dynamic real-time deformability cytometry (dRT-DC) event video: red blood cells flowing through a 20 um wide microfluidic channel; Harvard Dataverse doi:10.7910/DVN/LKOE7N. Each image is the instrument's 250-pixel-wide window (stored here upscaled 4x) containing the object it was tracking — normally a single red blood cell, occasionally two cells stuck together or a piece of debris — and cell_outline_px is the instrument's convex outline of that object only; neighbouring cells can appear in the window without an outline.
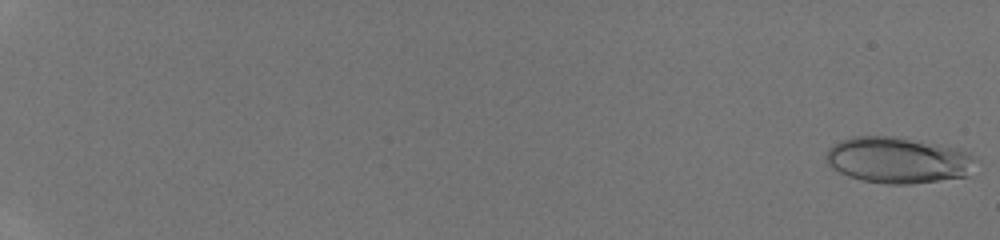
{"species": "human", "species_latin": "Homo sapiens", "temperature_condition": "room temperature", "stored_images_in_passage": 45, "camera_frame_rate_fps": 3000, "um_per_image_px": 0.085, "donor": {"sex": "male"}, "frame": {"image": 1, "passage_image": 1, "time_ms": 0.0, "image_size_px": [1000, 240], "cell_outline_px": [[972, 156], [968, 176], [912, 184], [888, 184], [864, 180], [848, 176], [832, 168], [828, 164], [824, 156], [828, 148], [832, 144], [840, 140], [852, 136], [892, 136], [960, 148], [968, 152]], "centroid_in_image_um": [76.25, 13.6], "position_along_channel_um": 8.8, "area_um2": 40.0}}
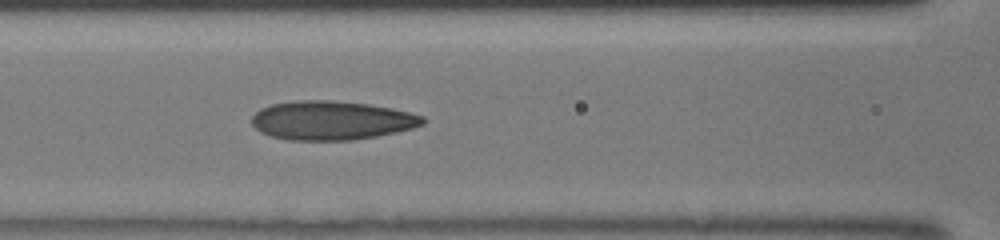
{"frame": {"image": 2, "passage_image": 25, "time_ms": 8.0, "image_size_px": [1000, 240], "cell_outline_px": [[428, 120], [424, 124], [412, 128], [396, 132], [376, 136], [352, 140], [288, 140], [272, 136], [260, 132], [252, 124], [252, 116], [260, 108], [272, 104], [296, 100], [332, 100], [368, 104], [392, 108], [424, 116]], "centroid_in_image_um": [28.19, 10.23], "position_along_channel_um": 138.4, "area_um2": 38.9}}
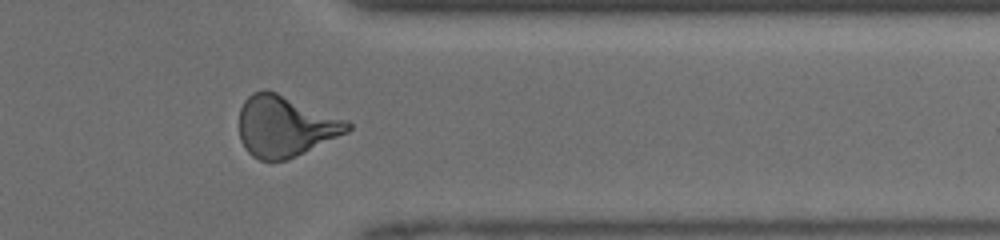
{"frame": {"image": 3, "passage_image": 41, "time_ms": 13.333, "image_size_px": [1000, 240], "cell_outline_px": [[352, 128], [348, 132], [288, 160], [260, 160], [252, 156], [244, 148], [240, 140], [240, 108], [244, 100], [252, 92], [264, 88], [268, 88], [348, 120], [352, 124]], "centroid_in_image_um": [24.24, 10.7], "position_along_channel_um": 387.2, "area_um2": 38.96}}